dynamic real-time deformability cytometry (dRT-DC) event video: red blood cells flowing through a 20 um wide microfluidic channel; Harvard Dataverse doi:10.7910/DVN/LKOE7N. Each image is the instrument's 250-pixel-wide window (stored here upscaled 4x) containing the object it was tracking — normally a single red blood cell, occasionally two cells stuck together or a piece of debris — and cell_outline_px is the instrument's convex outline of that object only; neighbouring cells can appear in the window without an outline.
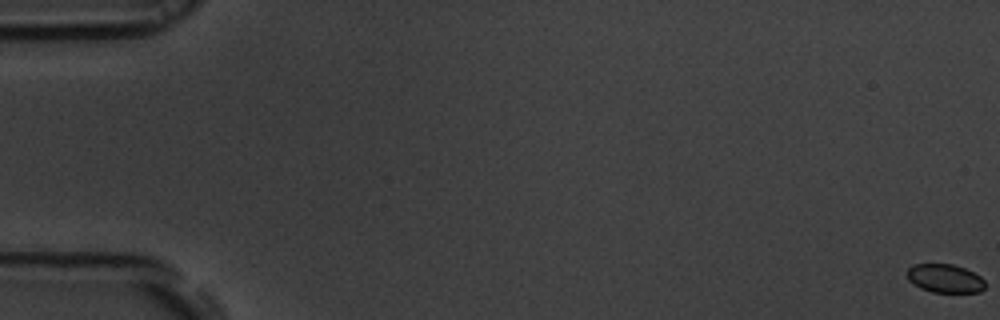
{"species": "common noctule bat (a hibernating species)", "species_latin": "Nyctalus noctula", "temperature_condition": "room temperature", "stored_images_in_passage": 57, "camera_frame_rate_fps": 3000, "um_per_image_px": 0.085, "animal": {"sex": "male", "body_mass_g": 19.5, "forearm_length_mm": 54.6}, "frame": {"image": 1, "passage_image": 1, "time_ms": 0.0, "image_size_px": [1000, 320], "cell_outline_px": [[984, 288], [980, 292], [932, 292], [920, 288], [908, 280], [908, 268], [912, 264], [952, 264], [964, 268], [980, 276], [984, 280]], "centroid_in_image_um": [80.31, 23.66], "position_along_channel_um": 4.7, "area_um2": 12.89}}
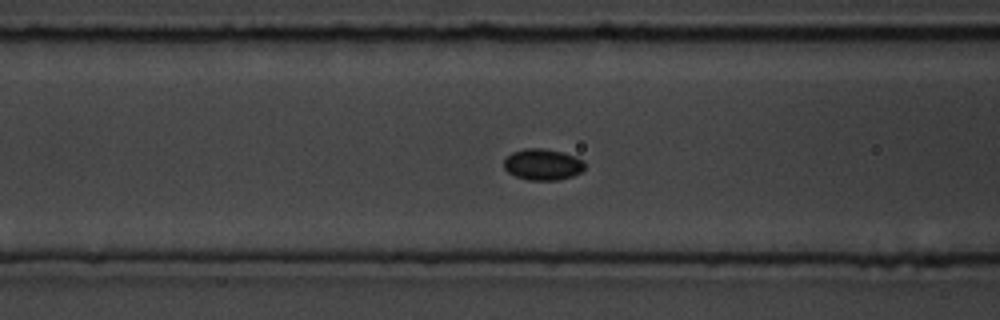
{"frame": {"image": 2, "passage_image": 24, "time_ms": 7.667, "image_size_px": [1000, 320], "cell_outline_px": [[584, 168], [580, 172], [572, 176], [556, 180], [528, 180], [516, 176], [508, 172], [504, 168], [504, 160], [512, 152], [524, 148], [544, 148], [564, 152], [576, 156], [584, 160]], "centroid_in_image_um": [46.14, 13.96], "position_along_channel_um": 120.5, "area_um2": 14.8}}
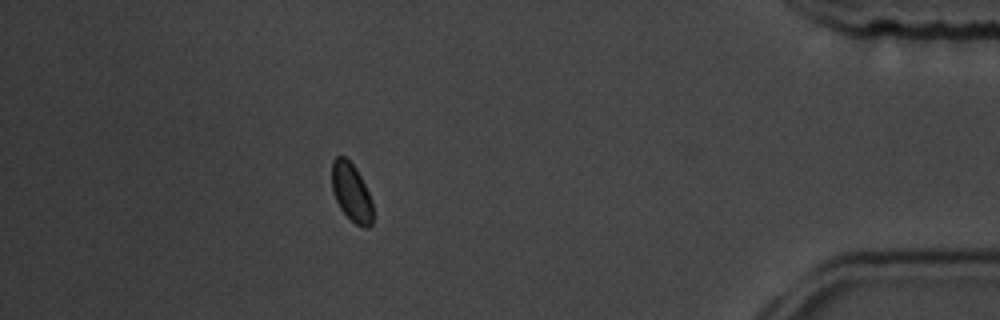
{"frame": {"image": 3, "passage_image": 51, "time_ms": 16.667, "image_size_px": [1000, 320], "cell_outline_px": [[372, 224], [368, 228], [364, 228], [356, 224], [340, 208], [332, 192], [332, 160], [336, 156], [344, 156], [356, 168], [372, 200]], "centroid_in_image_um": [29.86, 16.34], "position_along_channel_um": 405.3, "area_um2": 13.81}, "authors_computed_cell_mechanics": {"area_um2": 14.2188, "velocity_mm_per_s": 3.7003, "shape_relaxation_time_tau1_ms": 1.1101, "shape_relaxation_time_tau2_ms": null, "deformation_change_tau1": 0.0368, "deformation_change_tau2": null}}